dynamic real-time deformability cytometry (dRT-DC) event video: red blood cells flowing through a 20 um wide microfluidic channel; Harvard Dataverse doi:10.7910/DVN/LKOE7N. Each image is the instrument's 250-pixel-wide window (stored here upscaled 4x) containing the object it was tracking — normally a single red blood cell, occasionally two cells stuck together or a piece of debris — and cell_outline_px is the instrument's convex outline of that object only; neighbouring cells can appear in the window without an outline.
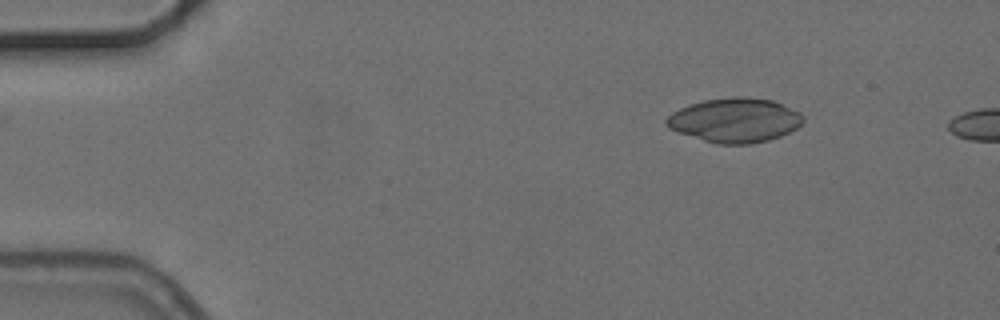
{"species": "common noctule bat (a hibernating species)", "species_latin": "Nyctalus noctula", "temperature_condition": "cold", "stored_images_in_passage": 2, "camera_frame_rate_fps": 3000, "um_per_image_px": 0.085, "animal": {"sex": "female", "body_mass_g": 24.6, "forearm_length_mm": 56.2}, "frame": {"image": 1, "passage_image": 1, "time_ms": 0.0, "image_size_px": [1000, 320], "cell_outline_px": [[804, 120], [796, 128], [780, 136], [768, 140], [752, 144], [716, 144], [676, 132], [668, 128], [664, 124], [664, 120], [672, 112], [680, 108], [704, 100], [732, 96], [744, 96], [772, 100], [800, 112], [804, 116]], "centroid_in_image_um": [62.43, 10.22], "position_along_channel_um": 22.6, "area_um2": 35.49}}